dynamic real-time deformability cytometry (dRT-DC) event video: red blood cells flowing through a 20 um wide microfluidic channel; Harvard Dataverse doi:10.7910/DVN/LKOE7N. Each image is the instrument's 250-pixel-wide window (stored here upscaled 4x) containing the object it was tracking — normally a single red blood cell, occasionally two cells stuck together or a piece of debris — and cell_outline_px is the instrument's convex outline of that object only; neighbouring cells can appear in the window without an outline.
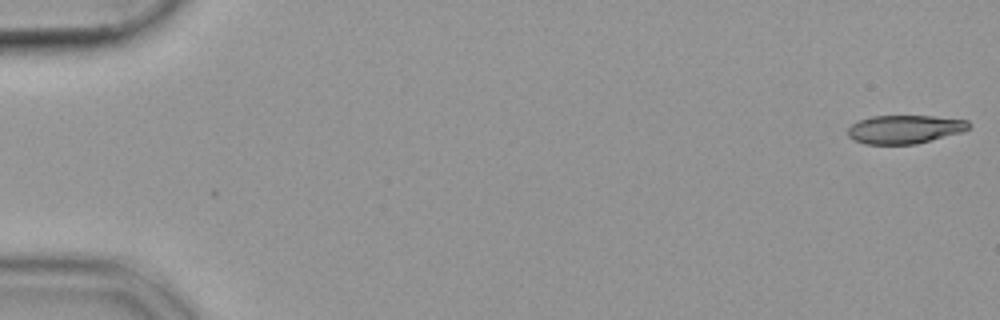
{"species": "common noctule bat (a hibernating species)", "species_latin": "Nyctalus noctula", "temperature_condition": "cold", "stored_images_in_passage": 53, "camera_frame_rate_fps": 3000, "um_per_image_px": 0.085, "animal": {"sex": "female", "body_mass_g": 19.9}, "frame": {"image": 1, "passage_image": 1, "time_ms": 0.0, "image_size_px": [1000, 320], "cell_outline_px": [[972, 124], [964, 132], [916, 144], [864, 144], [852, 140], [848, 136], [848, 128], [852, 124], [860, 120], [872, 116], [932, 116], [968, 120]], "centroid_in_image_um": [76.92, 10.99], "position_along_channel_um": 8.1, "area_um2": 20.23}}
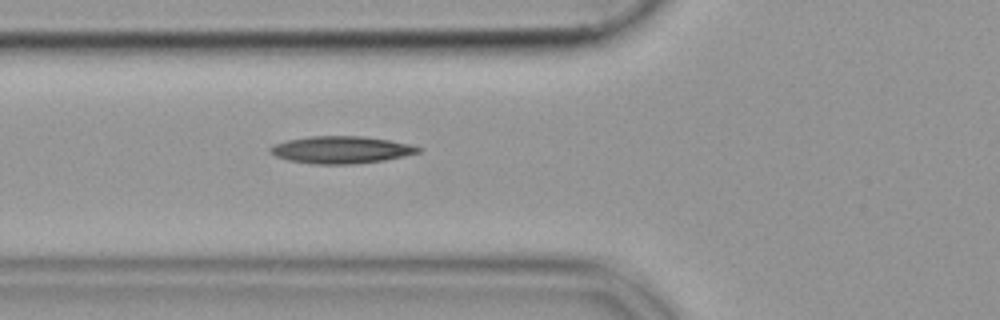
{"frame": {"image": 2, "passage_image": 20, "time_ms": 6.333, "image_size_px": [1000, 320], "cell_outline_px": [[424, 148], [420, 152], [404, 156], [384, 160], [352, 164], [312, 164], [288, 160], [276, 156], [268, 152], [268, 148], [272, 144], [288, 140], [312, 136], [364, 136], [388, 140], [408, 144]], "centroid_in_image_um": [28.97, 12.73], "position_along_channel_um": 96.8, "area_um2": 23.52}}
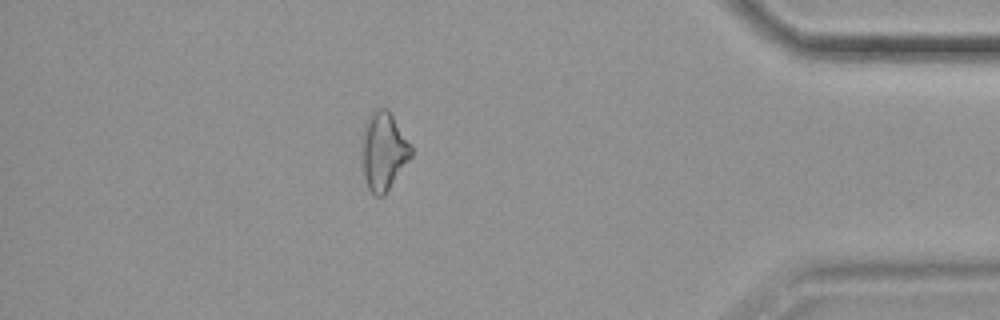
{"frame": {"image": 3, "passage_image": 47, "time_ms": 15.333, "image_size_px": [1000, 320], "cell_outline_px": [[412, 156], [384, 196], [376, 196], [368, 188], [364, 176], [360, 152], [360, 136], [364, 124], [368, 116], [376, 108], [388, 108], [412, 148]], "centroid_in_image_um": [32.55, 12.83], "position_along_channel_um": 402.7, "area_um2": 22.77}}